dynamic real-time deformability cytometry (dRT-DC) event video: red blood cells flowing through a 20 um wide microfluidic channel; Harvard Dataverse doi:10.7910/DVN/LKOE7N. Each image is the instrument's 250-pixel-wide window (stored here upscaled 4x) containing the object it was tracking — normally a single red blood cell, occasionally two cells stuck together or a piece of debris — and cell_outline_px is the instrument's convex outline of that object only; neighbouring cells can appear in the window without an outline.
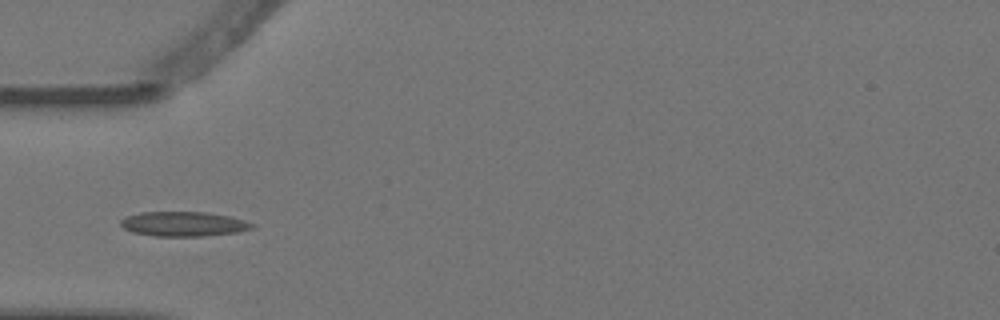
{"species": "Egyptian fruit bat (a non-hibernating species)", "species_latin": "Rousettus aegyptiacus", "temperature_condition": "warm", "stored_images_in_passage": 5, "camera_frame_rate_fps": 3000, "um_per_image_px": 0.085, "animal": {"sex": "female"}, "frame": {"image": 1, "passage_image": 4, "time_ms": 1.0, "image_size_px": [1000, 320], "cell_outline_px": [[256, 228], [236, 232], [204, 236], [152, 236], [132, 232], [124, 228], [120, 224], [120, 220], [128, 216], [140, 212], [208, 212], [228, 216], [244, 220], [256, 224]], "centroid_in_image_um": [15.62, 19.04], "position_along_channel_um": 69.4, "area_um2": 18.96}}